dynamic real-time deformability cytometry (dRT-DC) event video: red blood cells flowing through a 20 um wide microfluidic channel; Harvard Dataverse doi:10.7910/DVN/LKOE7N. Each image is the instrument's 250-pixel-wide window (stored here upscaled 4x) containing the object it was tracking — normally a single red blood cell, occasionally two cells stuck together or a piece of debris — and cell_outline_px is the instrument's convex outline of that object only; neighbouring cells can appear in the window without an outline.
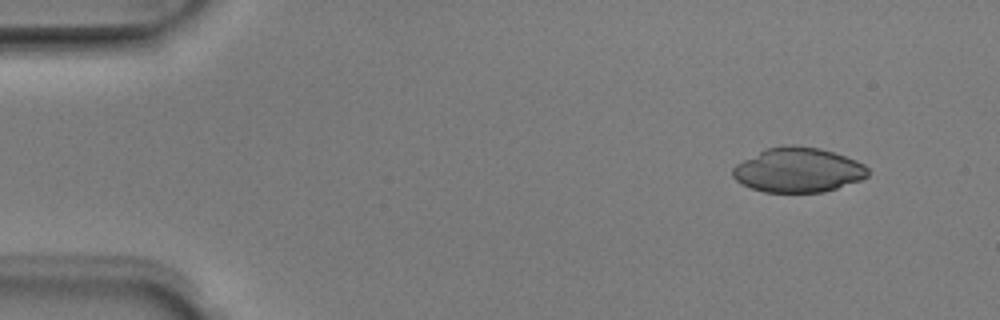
{"species": "Egyptian fruit bat (a non-hibernating species)", "species_latin": "Rousettus aegyptiacus", "temperature_condition": "room temperature", "stored_images_in_passage": 2, "segment_of_instrument_passage": [2, 2], "camera_frame_rate_fps": 3000, "um_per_image_px": 0.085, "animal": {"sex": "male"}, "frame": {"image": 1, "passage_image": 2, "time_ms": 0.333, "image_size_px": [1000, 320], "cell_outline_px": [[868, 176], [860, 180], [824, 192], [764, 192], [740, 184], [732, 176], [732, 168], [736, 164], [768, 148], [784, 144], [792, 144], [820, 148], [856, 160], [864, 164], [868, 168]], "centroid_in_image_um": [67.83, 14.45], "position_along_channel_um": 17.2, "area_um2": 35.08}}